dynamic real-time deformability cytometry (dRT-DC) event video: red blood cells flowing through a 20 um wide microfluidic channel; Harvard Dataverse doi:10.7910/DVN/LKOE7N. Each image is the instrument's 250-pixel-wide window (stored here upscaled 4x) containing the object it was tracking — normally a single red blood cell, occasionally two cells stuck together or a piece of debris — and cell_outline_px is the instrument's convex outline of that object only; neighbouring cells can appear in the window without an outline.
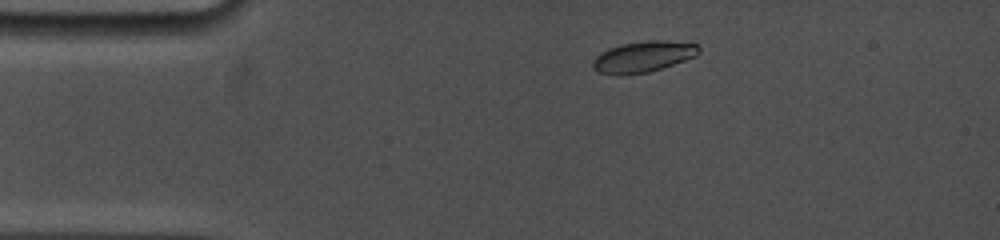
{"species": "common noctule bat (a hibernating species)", "species_latin": "Nyctalus noctula", "temperature_condition": "cold", "stored_images_in_passage": 73, "camera_frame_rate_fps": 5000, "um_per_image_px": 0.085, "animal": {"sex": "female", "body_mass_g": 19.0, "forearm_length_mm": 53.3}, "frame": {"image": 1, "passage_image": 8, "time_ms": 1.4, "image_size_px": [1000, 240], "cell_outline_px": [[700, 52], [696, 56], [648, 72], [620, 76], [616, 76], [600, 72], [592, 68], [592, 60], [600, 52], [608, 48], [624, 44], [648, 40], [668, 40], [696, 44], [700, 48]], "centroid_in_image_um": [54.64, 4.82], "position_along_channel_um": 30.4, "area_um2": 19.19}}
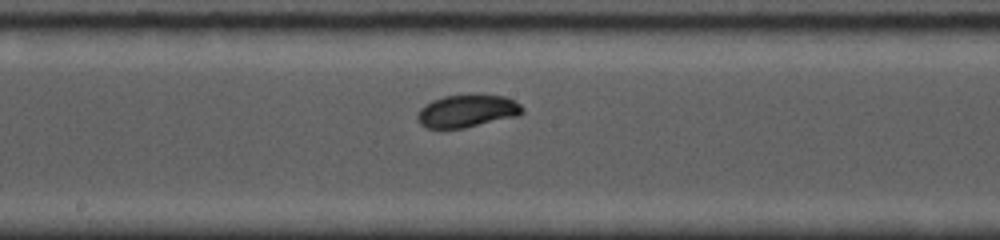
{"frame": {"image": 2, "passage_image": 38, "time_ms": 7.4, "image_size_px": [1000, 240], "cell_outline_px": [[524, 112], [516, 116], [464, 128], [428, 128], [420, 124], [416, 120], [416, 116], [420, 108], [424, 104], [432, 100], [444, 96], [476, 92], [504, 96], [520, 104], [524, 108]], "centroid_in_image_um": [39.69, 9.39], "position_along_channel_um": 208.5, "area_um2": 20.46}}
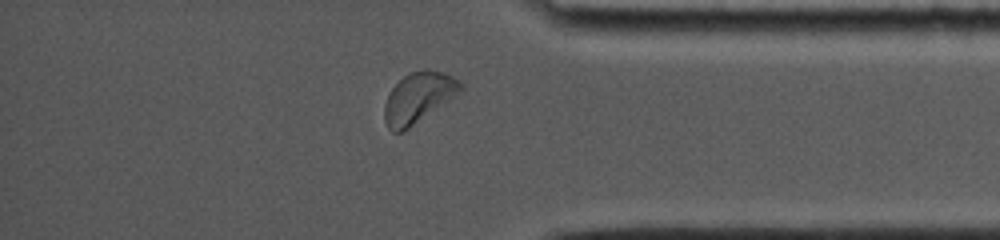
{"frame": {"image": 3, "passage_image": 64, "time_ms": 12.6, "image_size_px": [1000, 240], "cell_outline_px": [[464, 88], [460, 92], [404, 132], [392, 132], [388, 128], [384, 120], [384, 104], [392, 88], [404, 76], [412, 72], [428, 68], [444, 72], [452, 76], [464, 84]], "centroid_in_image_um": [35.57, 8.3], "position_along_channel_um": 399.6, "area_um2": 22.37}, "authors_computed_cell_mechanics": {"area_um2": 19.941, "velocity_mm_per_s": 3.7446, "shape_relaxation_time_tau1_ms": 2.6199, "shape_relaxation_time_tau2_ms": null, "deformation_change_tau1": 0.1211, "deformation_change_tau2": null}}